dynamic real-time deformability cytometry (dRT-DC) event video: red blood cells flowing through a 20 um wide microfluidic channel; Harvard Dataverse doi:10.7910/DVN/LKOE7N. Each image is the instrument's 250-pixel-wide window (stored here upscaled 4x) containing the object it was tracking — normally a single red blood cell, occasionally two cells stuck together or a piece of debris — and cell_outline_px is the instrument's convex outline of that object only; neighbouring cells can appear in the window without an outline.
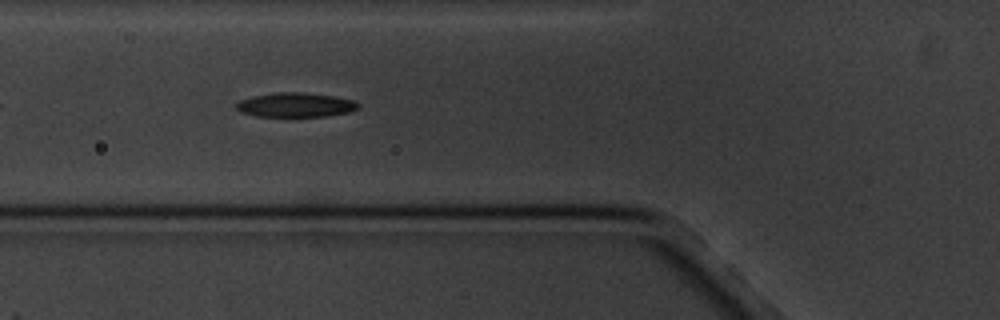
{"species": "common noctule bat (a hibernating species)", "species_latin": "Nyctalus noctula", "temperature_condition": "cold", "stored_images_in_passage": 9, "camera_frame_rate_fps": 3000, "um_per_image_px": 0.085, "animal": {"sex": "male", "body_mass_g": 20.1, "forearm_length_mm": 53.5}, "frame": {"image": 1, "passage_image": 7, "time_ms": 6.667, "image_size_px": [1000, 320], "cell_outline_px": [[360, 104], [356, 108], [348, 112], [328, 116], [288, 120], [256, 116], [240, 112], [236, 108], [236, 104], [240, 100], [252, 96], [276, 92], [300, 92], [336, 96], [352, 100]], "centroid_in_image_um": [25.07, 8.97], "position_along_channel_um": 100.7, "area_um2": 18.26}}
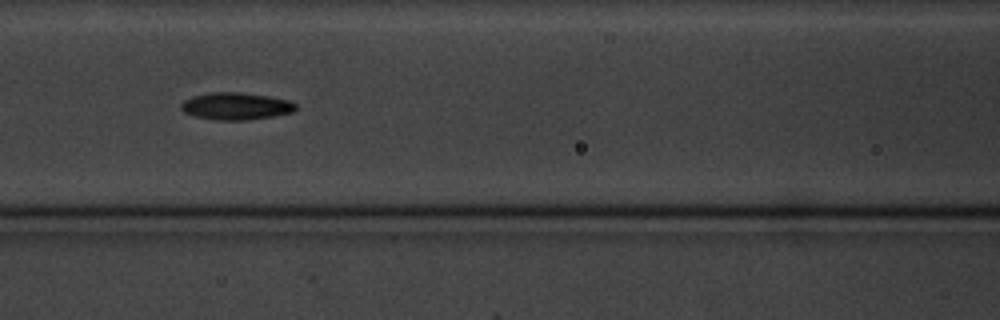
{"frame": {"image": 2, "passage_image": 8, "time_ms": 8.0, "image_size_px": [1000, 320], "cell_outline_px": [[296, 108], [292, 112], [272, 116], [248, 120], [216, 120], [196, 116], [184, 112], [180, 108], [180, 104], [184, 100], [192, 96], [212, 92], [240, 92], [268, 96], [288, 100], [296, 104]], "centroid_in_image_um": [20.03, 9.02], "position_along_channel_um": 146.6, "area_um2": 18.09}}
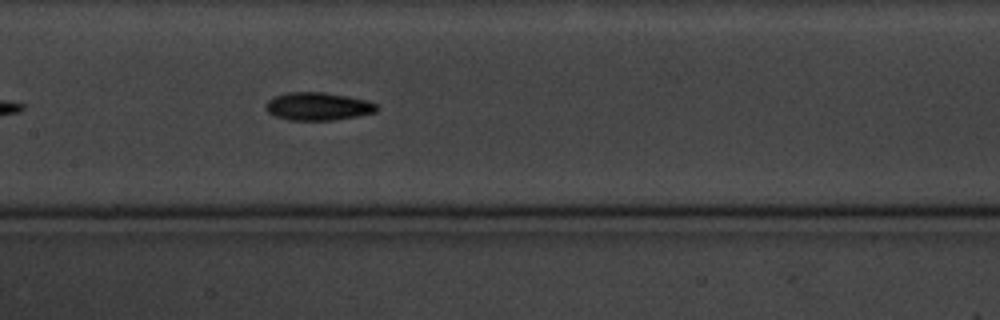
{"frame": {"image": 3, "passage_image": 9, "time_ms": 9.0, "image_size_px": [1000, 320], "cell_outline_px": [[380, 108], [376, 112], [356, 116], [332, 120], [288, 120], [272, 116], [264, 108], [264, 104], [272, 96], [288, 92], [324, 92], [348, 96], [368, 100], [376, 104]], "centroid_in_image_um": [26.98, 9.03], "position_along_channel_um": 180.4, "area_um2": 18.38}}